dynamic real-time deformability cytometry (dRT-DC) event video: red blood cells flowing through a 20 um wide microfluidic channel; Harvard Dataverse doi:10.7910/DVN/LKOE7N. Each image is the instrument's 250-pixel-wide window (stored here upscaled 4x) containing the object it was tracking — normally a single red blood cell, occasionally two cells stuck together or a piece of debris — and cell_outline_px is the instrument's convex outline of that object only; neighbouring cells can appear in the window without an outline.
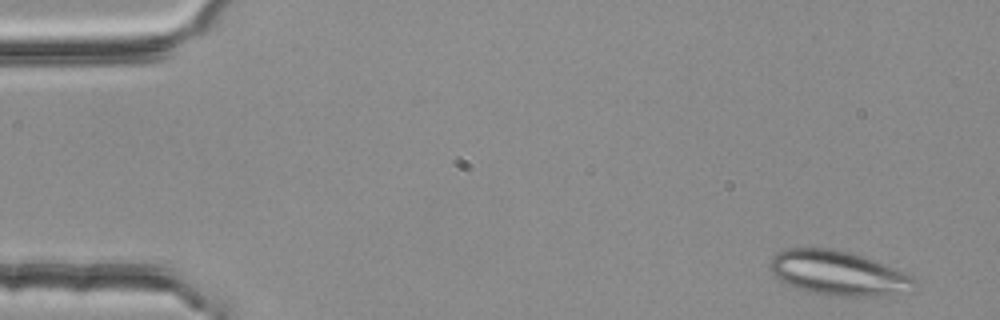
{"species": "common noctule bat (a hibernating species)", "species_latin": "Nyctalus noctula", "temperature_condition": "room temperature", "stored_images_in_passage": 3, "camera_frame_rate_fps": 3000, "um_per_image_px": 0.085, "animal": {"sex": "female", "body_mass_g": 25.1}, "frame": {"image": 1, "passage_image": 1, "time_ms": 0.0, "image_size_px": [1000, 320], "cell_outline_px": [[916, 284], [912, 292], [888, 296], [824, 296], [804, 292], [780, 280], [772, 272], [768, 264], [772, 256], [776, 252], [784, 248], [828, 248], [848, 252], [872, 260], [912, 276], [916, 280]], "centroid_in_image_um": [71.22, 23.25], "position_along_channel_um": 13.8, "area_um2": 37.8}}